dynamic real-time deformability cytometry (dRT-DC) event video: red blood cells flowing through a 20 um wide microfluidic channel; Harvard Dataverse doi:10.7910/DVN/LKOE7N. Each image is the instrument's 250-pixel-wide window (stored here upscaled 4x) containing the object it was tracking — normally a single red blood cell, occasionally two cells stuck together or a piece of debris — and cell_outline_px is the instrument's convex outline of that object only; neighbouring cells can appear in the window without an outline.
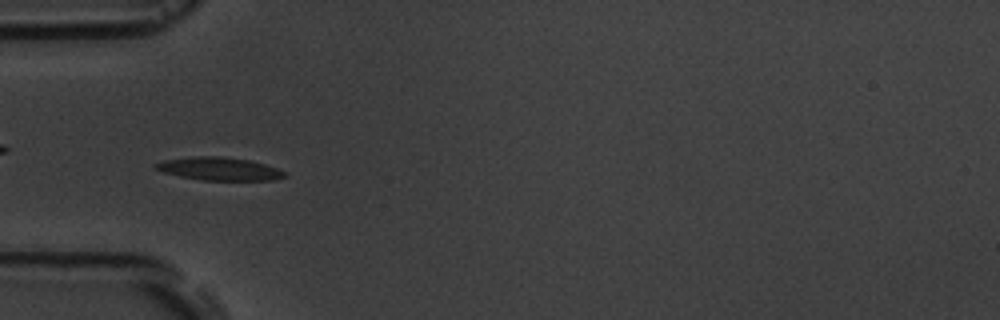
{"species": "common noctule bat (a hibernating species)", "species_latin": "Nyctalus noctula", "temperature_condition": "room temperature", "stored_images_in_passage": 7, "camera_frame_rate_fps": 3000, "um_per_image_px": 0.085, "animal": {"sex": "male", "body_mass_g": 19.5, "forearm_length_mm": 54.6}, "frame": {"image": 1, "passage_image": 5, "time_ms": 5.333, "image_size_px": [1000, 320], "cell_outline_px": [[288, 176], [272, 180], [204, 180], [180, 176], [164, 172], [152, 168], [152, 164], [164, 160], [192, 156], [220, 156], [248, 160], [264, 164], [276, 168], [284, 172]], "centroid_in_image_um": [18.58, 14.34], "position_along_channel_um": 66.4, "area_um2": 17.22}}
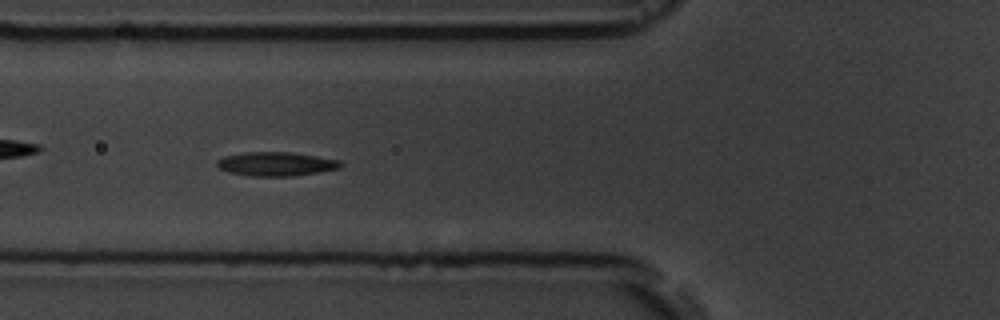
{"frame": {"image": 2, "passage_image": 6, "time_ms": 6.333, "image_size_px": [1000, 320], "cell_outline_px": [[344, 164], [340, 168], [320, 172], [292, 176], [248, 176], [228, 172], [220, 168], [216, 164], [216, 160], [224, 156], [244, 152], [288, 152], [316, 156], [340, 160]], "centroid_in_image_um": [23.46, 13.94], "position_along_channel_um": 102.3, "area_um2": 17.34}}
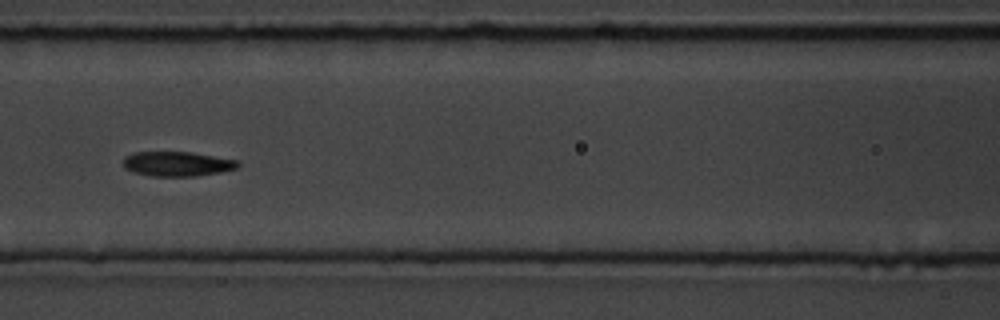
{"frame": {"image": 3, "passage_image": 7, "time_ms": 7.667, "image_size_px": [1000, 320], "cell_outline_px": [[240, 164], [236, 168], [220, 172], [196, 176], [152, 176], [132, 172], [124, 168], [124, 156], [132, 152], [192, 152], [236, 160]], "centroid_in_image_um": [15.02, 13.92], "position_along_channel_um": 151.6, "area_um2": 16.47}}